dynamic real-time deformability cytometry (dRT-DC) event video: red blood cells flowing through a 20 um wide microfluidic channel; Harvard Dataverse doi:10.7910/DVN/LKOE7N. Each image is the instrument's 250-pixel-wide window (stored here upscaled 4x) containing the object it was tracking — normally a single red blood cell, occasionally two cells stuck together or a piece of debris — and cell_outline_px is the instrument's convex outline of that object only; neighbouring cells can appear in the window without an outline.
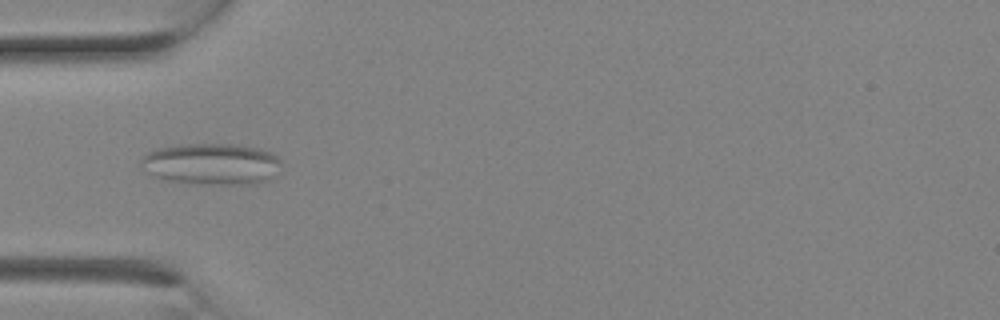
{"species": "Egyptian fruit bat (a non-hibernating species)", "species_latin": "Rousettus aegyptiacus", "temperature_condition": "room temperature", "stored_images_in_passage": 10, "camera_frame_rate_fps": 3000, "um_per_image_px": 0.085, "animal": {"sex": "female"}, "frame": {"image": 1, "passage_image": 1, "time_ms": 0.0, "image_size_px": [1000, 320], "cell_outline_px": [[284, 160], [268, 180], [256, 184], [184, 184], [164, 180], [140, 168], [140, 160], [148, 152], [160, 148], [180, 144], [232, 144], [260, 148], [272, 152]], "centroid_in_image_um": [17.98, 13.94], "position_along_channel_um": 67.0, "area_um2": 34.33}}
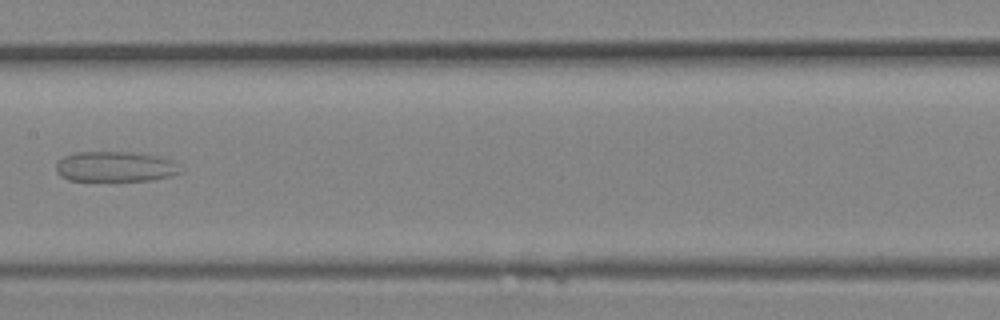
{"frame": {"image": 2, "passage_image": 6, "time_ms": 1.667, "image_size_px": [1000, 320], "cell_outline_px": [[184, 172], [172, 176], [152, 180], [68, 180], [60, 176], [56, 172], [56, 160], [64, 156], [76, 152], [132, 152], [160, 156], [172, 160], [180, 164]], "centroid_in_image_um": [9.84, 14.16], "position_along_channel_um": 197.6, "area_um2": 22.31}}
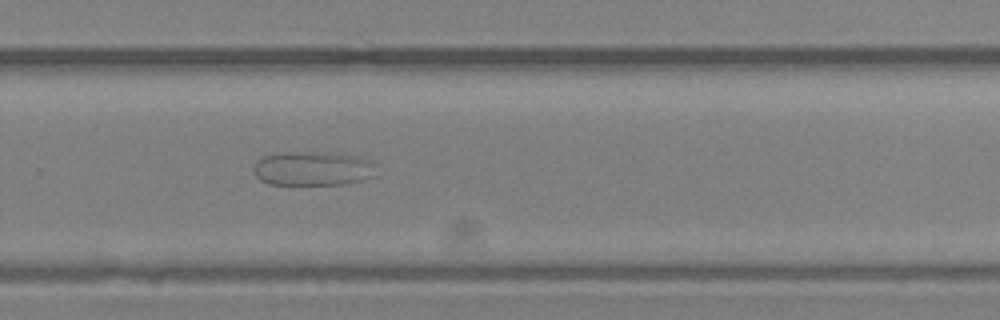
{"frame": {"image": 3, "passage_image": 10, "time_ms": 3.0, "image_size_px": [1000, 320], "cell_outline_px": [[376, 176], [364, 180], [344, 184], [268, 184], [260, 180], [252, 172], [252, 168], [256, 160], [264, 156], [280, 152], [340, 152], [360, 156], [372, 160]], "centroid_in_image_um": [26.6, 14.31], "position_along_channel_um": 303.2, "area_um2": 25.09}}